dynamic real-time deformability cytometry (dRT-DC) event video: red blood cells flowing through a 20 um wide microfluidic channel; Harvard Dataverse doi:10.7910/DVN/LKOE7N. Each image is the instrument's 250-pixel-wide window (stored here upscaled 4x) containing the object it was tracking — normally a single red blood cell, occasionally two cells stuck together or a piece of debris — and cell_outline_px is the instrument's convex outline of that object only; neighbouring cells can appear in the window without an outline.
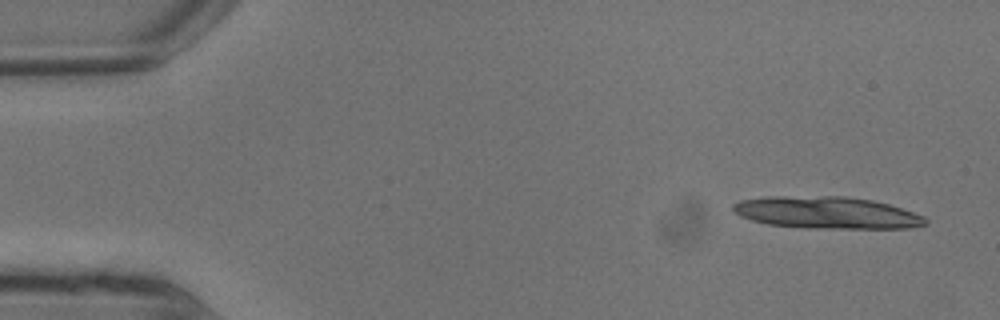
{"species": "common noctule bat (a hibernating species)", "species_latin": "Nyctalus noctula", "temperature_condition": "warm", "stored_images_in_passage": 9, "segment_of_instrument_passage": [1, 2], "camera_frame_rate_fps": 3000, "um_per_image_px": 0.085, "animal": {"sex": "male", "body_mass_g": 13.3}, "frame": {"image": 1, "passage_image": 1, "time_ms": 0.0, "image_size_px": [1000, 320], "cell_outline_px": [[928, 224], [908, 228], [808, 228], [768, 224], [752, 220], [740, 216], [732, 208], [732, 204], [740, 200], [764, 196], [844, 196], [872, 200], [888, 204], [924, 216], [928, 220]], "centroid_in_image_um": [70.26, 18.07], "position_along_channel_um": 14.7, "area_um2": 35.89}}